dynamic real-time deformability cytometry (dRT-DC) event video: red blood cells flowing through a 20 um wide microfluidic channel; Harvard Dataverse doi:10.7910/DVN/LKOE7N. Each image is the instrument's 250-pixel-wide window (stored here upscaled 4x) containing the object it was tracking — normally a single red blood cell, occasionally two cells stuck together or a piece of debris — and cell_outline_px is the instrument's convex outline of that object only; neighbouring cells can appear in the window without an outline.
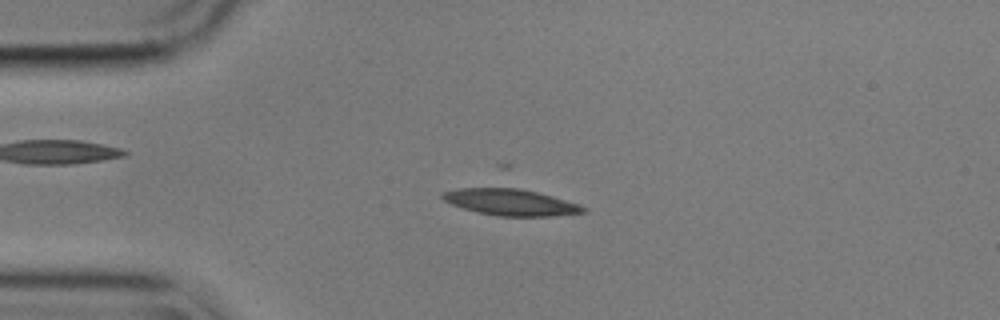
{"species": "common noctule bat (a hibernating species)", "species_latin": "Nyctalus noctula", "temperature_condition": "cold", "stored_images_in_passage": 45, "camera_frame_rate_fps": 3000, "um_per_image_px": 0.085, "animal": {"sex": "male", "body_mass_g": 17.9}, "frame": {"image": 1, "passage_image": 13, "time_ms": 4.0, "image_size_px": [1000, 320], "cell_outline_px": [[588, 212], [552, 216], [500, 216], [480, 212], [464, 208], [452, 204], [444, 200], [440, 196], [440, 192], [460, 188], [500, 184], [508, 184], [552, 196], [580, 204], [588, 208]], "centroid_in_image_um": [43.39, 17.12], "position_along_channel_um": 41.6, "area_um2": 22.66}}
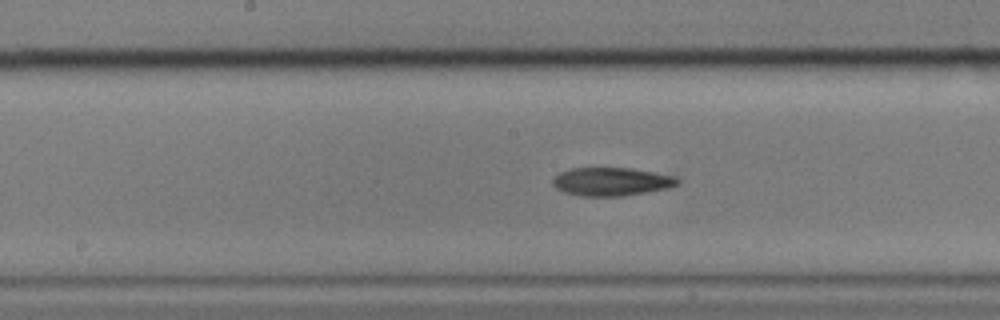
{"frame": {"image": 2, "passage_image": 28, "time_ms": 9.0, "image_size_px": [1000, 320], "cell_outline_px": [[680, 180], [676, 184], [668, 188], [620, 196], [580, 196], [564, 192], [556, 188], [552, 184], [552, 180], [560, 172], [568, 168], [628, 168], [676, 176]], "centroid_in_image_um": [51.93, 15.43], "position_along_channel_um": 196.3, "area_um2": 20.4}}
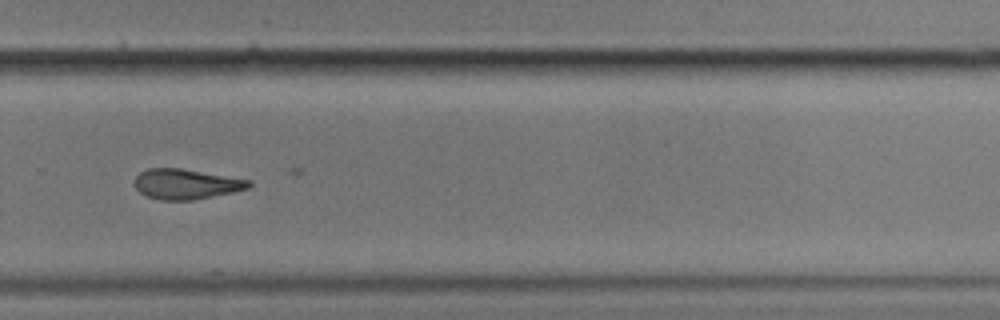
{"frame": {"image": 3, "passage_image": 38, "time_ms": 12.333, "image_size_px": [1000, 320], "cell_outline_px": [[252, 184], [248, 188], [232, 192], [192, 200], [160, 200], [148, 196], [140, 192], [132, 184], [132, 180], [140, 172], [148, 168], [180, 168], [252, 180]], "centroid_in_image_um": [15.78, 15.64], "position_along_channel_um": 314.0, "area_um2": 20.11}}